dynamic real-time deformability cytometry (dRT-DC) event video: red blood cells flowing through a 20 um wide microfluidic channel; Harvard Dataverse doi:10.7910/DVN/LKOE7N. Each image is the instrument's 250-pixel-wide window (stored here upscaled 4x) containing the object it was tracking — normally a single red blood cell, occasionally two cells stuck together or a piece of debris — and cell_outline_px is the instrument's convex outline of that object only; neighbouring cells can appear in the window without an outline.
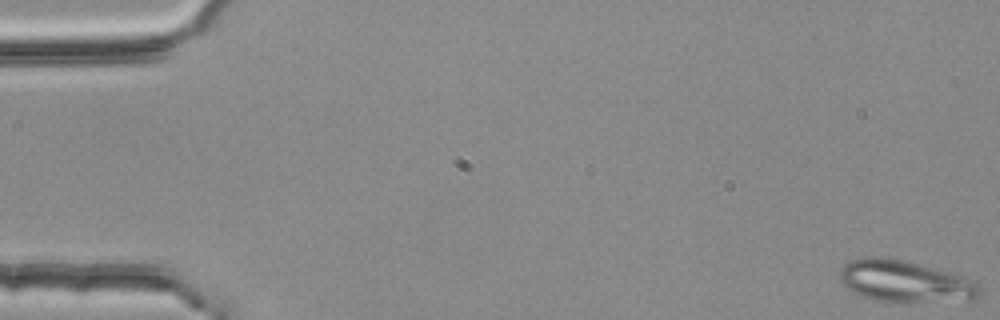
{"species": "common noctule bat (a hibernating species)", "species_latin": "Nyctalus noctula", "temperature_condition": "room temperature", "stored_images_in_passage": 53, "segment_of_instrument_passage": [1, 2], "camera_frame_rate_fps": 3000, "um_per_image_px": 0.085, "animal": {"sex": "female", "body_mass_g": 25.1}, "frame": {"image": 1, "passage_image": 1, "time_ms": 0.0, "image_size_px": [1000, 320], "cell_outline_px": [[980, 296], [976, 300], [888, 304], [872, 300], [860, 296], [852, 292], [840, 280], [840, 268], [844, 264], [852, 260], [864, 256], [884, 256], [904, 260], [964, 276], [980, 284]], "centroid_in_image_um": [76.93, 23.95], "position_along_channel_um": 8.1, "area_um2": 35.14}}